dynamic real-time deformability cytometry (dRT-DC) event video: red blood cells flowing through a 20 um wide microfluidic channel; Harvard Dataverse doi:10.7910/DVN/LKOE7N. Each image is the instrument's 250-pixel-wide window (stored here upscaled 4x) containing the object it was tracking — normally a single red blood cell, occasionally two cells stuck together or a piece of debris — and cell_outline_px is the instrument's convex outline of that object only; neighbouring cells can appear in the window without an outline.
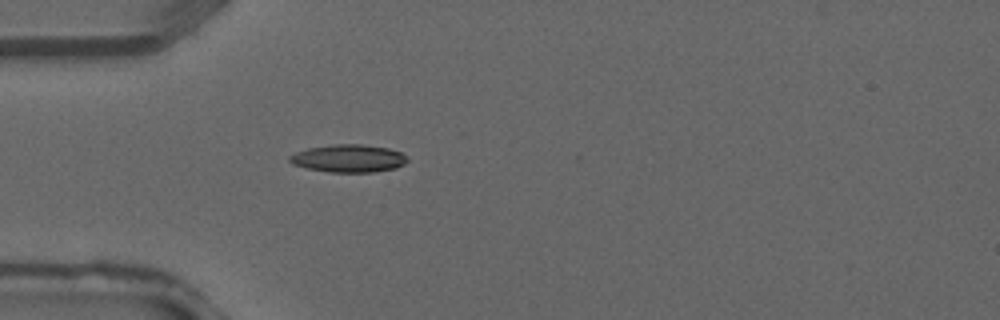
{"species": "common noctule bat (a hibernating species)", "species_latin": "Nyctalus noctula", "temperature_condition": "warm", "stored_images_in_passage": 3, "camera_frame_rate_fps": 3000, "um_per_image_px": 0.085, "animal": {"sex": "male", "forearm_length_mm": 52.5}, "frame": {"image": 1, "passage_image": 3, "time_ms": 0.667, "image_size_px": [1000, 320], "cell_outline_px": [[408, 160], [404, 164], [396, 168], [372, 172], [328, 172], [308, 168], [292, 164], [288, 160], [288, 156], [296, 152], [308, 148], [332, 144], [360, 144], [388, 148], [400, 152], [408, 156]], "centroid_in_image_um": [29.63, 13.46], "position_along_channel_um": 55.4, "area_um2": 19.07}}